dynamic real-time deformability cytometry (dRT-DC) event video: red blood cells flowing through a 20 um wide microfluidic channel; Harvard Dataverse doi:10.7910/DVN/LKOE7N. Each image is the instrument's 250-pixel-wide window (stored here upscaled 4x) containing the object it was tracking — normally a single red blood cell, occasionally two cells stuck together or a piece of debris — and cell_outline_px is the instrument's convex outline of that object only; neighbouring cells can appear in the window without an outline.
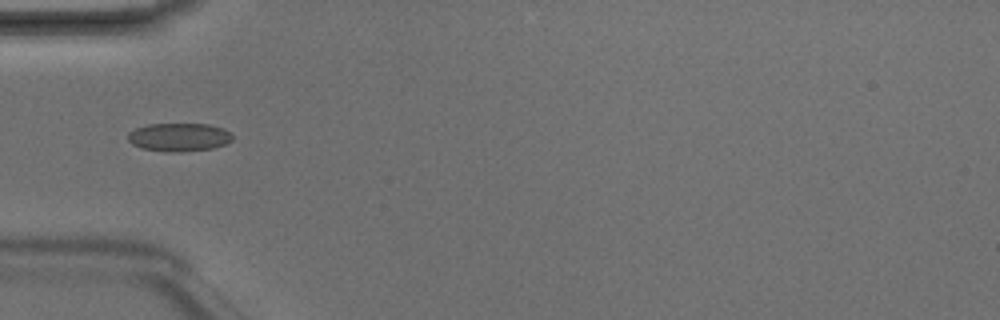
{"species": "Egyptian fruit bat (a non-hibernating species)", "species_latin": "Rousettus aegyptiacus", "temperature_condition": "room temperature", "stored_images_in_passage": 5, "camera_frame_rate_fps": 3000, "um_per_image_px": 0.085, "animal": {"sex": "male"}, "frame": {"image": 1, "passage_image": 4, "time_ms": 1.0, "image_size_px": [1000, 320], "cell_outline_px": [[232, 140], [224, 144], [212, 148], [180, 152], [168, 152], [140, 148], [132, 144], [128, 140], [128, 132], [136, 128], [148, 124], [208, 124], [224, 128], [232, 136]], "centroid_in_image_um": [15.19, 11.66], "position_along_channel_um": 69.8, "area_um2": 17.22}}